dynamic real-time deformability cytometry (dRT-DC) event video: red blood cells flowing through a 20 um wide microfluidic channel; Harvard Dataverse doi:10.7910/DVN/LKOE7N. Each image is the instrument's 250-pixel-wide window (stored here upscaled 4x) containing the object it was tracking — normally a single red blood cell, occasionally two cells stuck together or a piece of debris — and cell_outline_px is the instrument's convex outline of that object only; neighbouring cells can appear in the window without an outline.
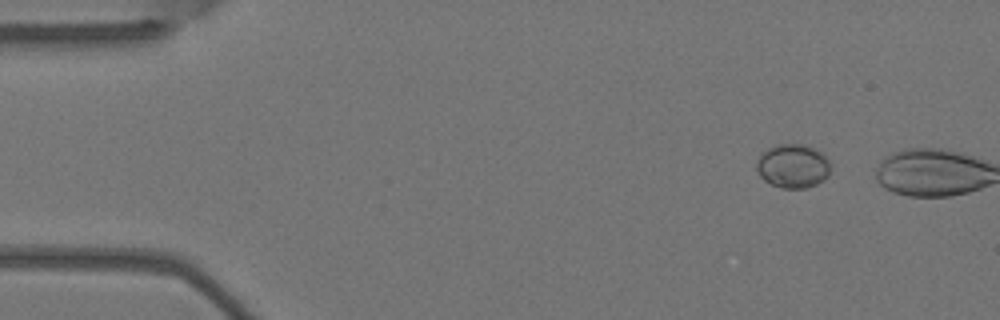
{"species": "Egyptian fruit bat (a non-hibernating species)", "species_latin": "Rousettus aegyptiacus", "temperature_condition": "warm", "stored_images_in_passage": 3, "camera_frame_rate_fps": 3000, "um_per_image_px": 0.085, "animal": {"sex": "female"}, "frame": {"image": 1, "passage_image": 2, "time_ms": 0.333, "image_size_px": [1000, 320], "cell_outline_px": [[832, 164], [828, 176], [824, 180], [816, 184], [804, 188], [784, 188], [772, 184], [764, 180], [760, 176], [756, 168], [756, 160], [768, 148], [776, 144], [804, 144], [816, 148]], "centroid_in_image_um": [67.41, 14.1], "position_along_channel_um": 17.6, "area_um2": 19.02}}